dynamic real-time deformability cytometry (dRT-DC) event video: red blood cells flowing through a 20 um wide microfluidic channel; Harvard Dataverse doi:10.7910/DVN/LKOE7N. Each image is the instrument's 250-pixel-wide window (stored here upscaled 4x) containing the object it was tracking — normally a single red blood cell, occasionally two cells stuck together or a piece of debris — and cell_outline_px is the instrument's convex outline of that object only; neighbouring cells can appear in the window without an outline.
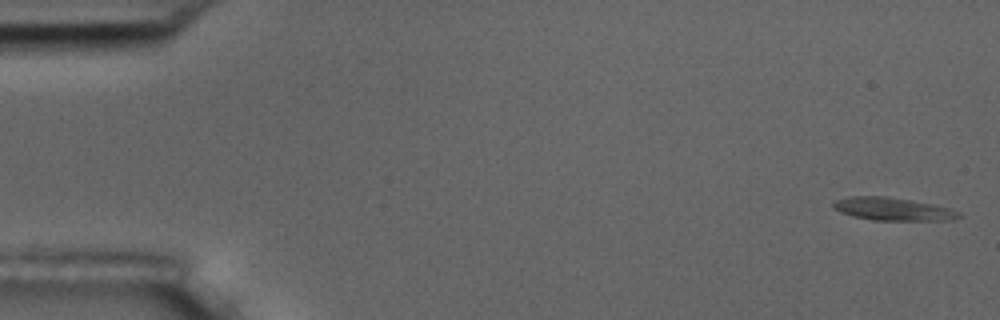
{"species": "common noctule bat (a hibernating species)", "species_latin": "Nyctalus noctula", "temperature_condition": "room temperature", "stored_images_in_passage": 5, "camera_frame_rate_fps": 3000, "um_per_image_px": 0.085, "animal": {"sex": "male", "body_mass_g": 17.5, "forearm_length_mm": 52.3}, "frame": {"image": 1, "passage_image": 1, "time_ms": 0.0, "image_size_px": [1000, 320], "cell_outline_px": [[964, 216], [952, 220], [872, 220], [852, 216], [840, 212], [832, 208], [832, 200], [848, 196], [888, 196], [932, 204], [948, 208], [960, 212]], "centroid_in_image_um": [75.84, 17.76], "position_along_channel_um": 9.2, "area_um2": 16.94}}
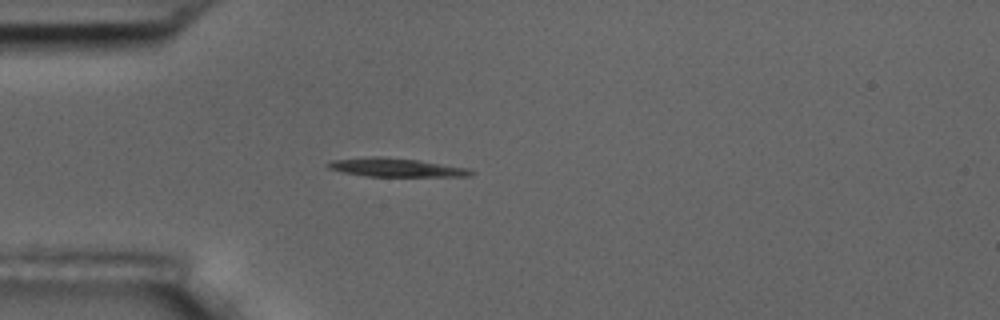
{"frame": {"image": 2, "passage_image": 5, "time_ms": 4.667, "image_size_px": [1000, 320], "cell_outline_px": [[476, 172], [472, 176], [368, 176], [344, 172], [328, 168], [324, 164], [328, 160], [372, 156], [380, 156], [416, 160], [472, 168]], "centroid_in_image_um": [33.67, 14.22], "position_along_channel_um": 51.3, "area_um2": 15.61}}